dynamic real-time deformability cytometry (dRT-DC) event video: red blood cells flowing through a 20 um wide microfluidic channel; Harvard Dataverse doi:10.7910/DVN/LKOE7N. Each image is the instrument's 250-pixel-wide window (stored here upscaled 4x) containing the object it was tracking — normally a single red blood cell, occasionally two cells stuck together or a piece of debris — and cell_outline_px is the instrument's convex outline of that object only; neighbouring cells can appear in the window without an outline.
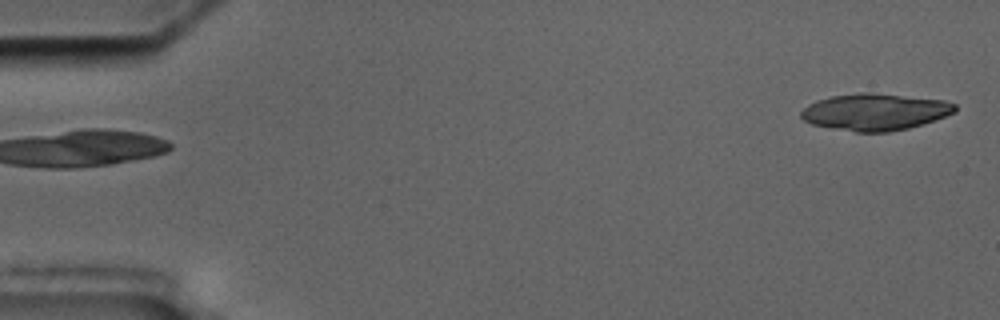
{"species": "common noctule bat (a hibernating species)", "species_latin": "Nyctalus noctula", "temperature_condition": "cold", "stored_images_in_passage": 2, "segment_of_instrument_passage": [2, 2], "camera_frame_rate_fps": 3000, "um_per_image_px": 0.085, "animal": {"sex": "male", "body_mass_g": 17.5, "forearm_length_mm": 52.3}, "frame": {"image": 1, "passage_image": 2, "time_ms": 2.0, "image_size_px": [1000, 320], "cell_outline_px": [[956, 112], [908, 128], [888, 132], [856, 132], [832, 128], [812, 124], [804, 120], [800, 116], [800, 112], [808, 104], [816, 100], [832, 96], [860, 92], [872, 92], [944, 100], [956, 104]], "centroid_in_image_um": [74.35, 9.5], "position_along_channel_um": 10.7, "area_um2": 32.89}}